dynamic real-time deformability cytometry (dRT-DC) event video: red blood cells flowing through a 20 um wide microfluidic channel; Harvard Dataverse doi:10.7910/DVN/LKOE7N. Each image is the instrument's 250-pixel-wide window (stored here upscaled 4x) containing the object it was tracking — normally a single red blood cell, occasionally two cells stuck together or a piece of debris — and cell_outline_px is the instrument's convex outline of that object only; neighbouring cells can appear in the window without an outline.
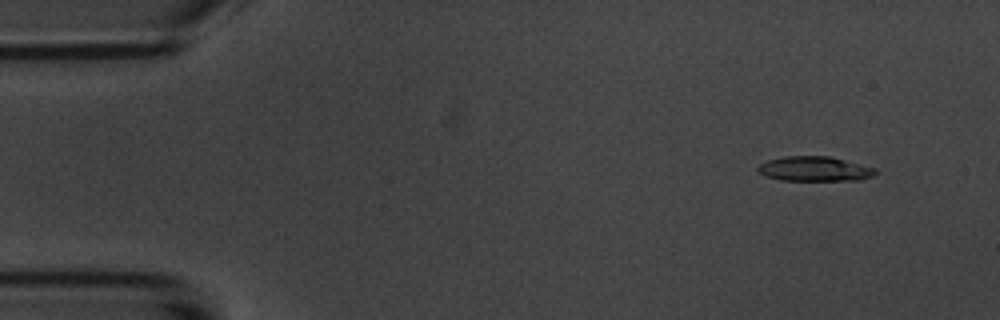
{"species": "common noctule bat (a hibernating species)", "species_latin": "Nyctalus noctula", "temperature_condition": "room temperature", "stored_images_in_passage": 3, "camera_frame_rate_fps": 3000, "um_per_image_px": 0.085, "animal": {"sex": "male", "body_mass_g": 20.1, "forearm_length_mm": 53.5}, "frame": {"image": 1, "passage_image": 1, "time_ms": 0.0, "image_size_px": [1000, 320], "cell_outline_px": [[876, 172], [872, 176], [860, 180], [780, 180], [764, 176], [756, 168], [760, 164], [768, 160], [784, 156], [832, 156], [876, 168]], "centroid_in_image_um": [69.24, 14.35], "position_along_channel_um": 15.8, "area_um2": 16.99}}